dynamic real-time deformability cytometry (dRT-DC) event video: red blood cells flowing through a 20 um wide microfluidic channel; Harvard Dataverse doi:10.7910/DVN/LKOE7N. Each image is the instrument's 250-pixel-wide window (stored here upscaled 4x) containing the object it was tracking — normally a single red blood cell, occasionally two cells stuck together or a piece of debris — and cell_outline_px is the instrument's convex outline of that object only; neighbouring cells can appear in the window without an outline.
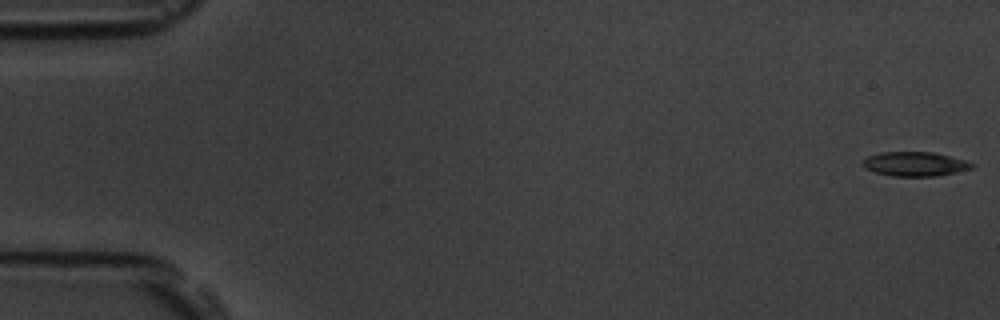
{"species": "common noctule bat (a hibernating species)", "species_latin": "Nyctalus noctula", "temperature_condition": "room temperature", "stored_images_in_passage": 54, "camera_frame_rate_fps": 3000, "um_per_image_px": 0.085, "animal": {"sex": "male", "body_mass_g": 19.5, "forearm_length_mm": 54.6}, "frame": {"image": 1, "passage_image": 1, "time_ms": 0.0, "image_size_px": [1000, 320], "cell_outline_px": [[976, 168], [936, 176], [892, 176], [876, 172], [864, 168], [860, 164], [868, 156], [880, 152], [932, 152], [968, 160], [976, 164]], "centroid_in_image_um": [77.82, 13.94], "position_along_channel_um": 7.2, "area_um2": 15.66}}
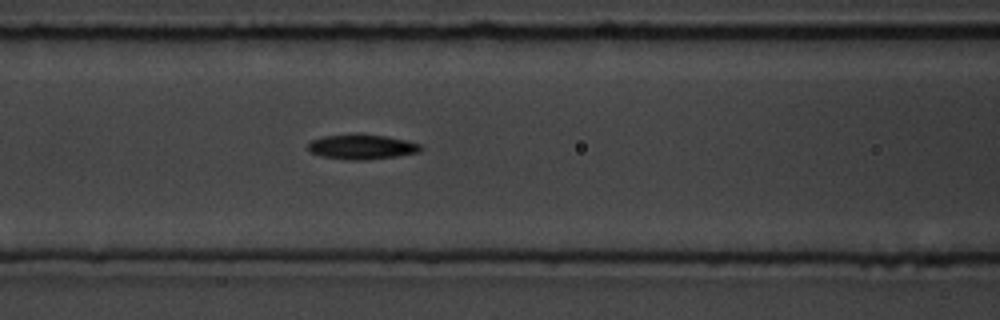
{"frame": {"image": 2, "passage_image": 23, "time_ms": 7.333, "image_size_px": [1000, 320], "cell_outline_px": [[424, 148], [420, 152], [396, 156], [368, 160], [344, 160], [320, 156], [312, 152], [308, 148], [308, 144], [312, 140], [324, 136], [360, 132], [384, 136], [404, 140], [420, 144]], "centroid_in_image_um": [30.75, 12.47], "position_along_channel_um": 135.9, "area_um2": 16.65}}
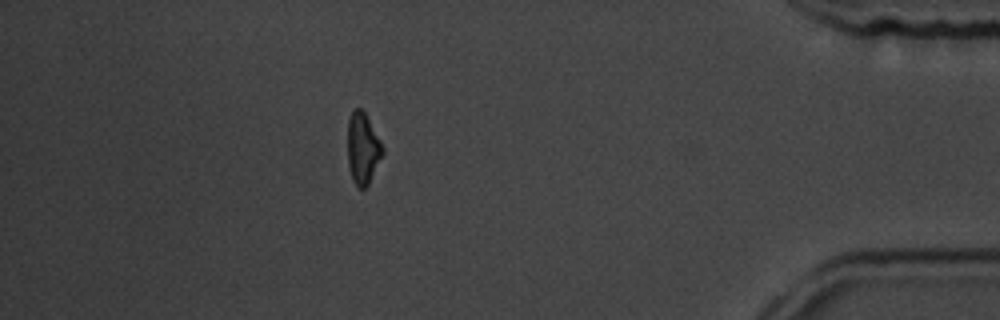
{"frame": {"image": 3, "passage_image": 48, "time_ms": 15.667, "image_size_px": [1000, 320], "cell_outline_px": [[384, 152], [368, 184], [364, 188], [360, 188], [352, 180], [348, 164], [348, 120], [352, 112], [356, 108], [360, 108], [364, 112], [380, 140], [384, 148]], "centroid_in_image_um": [30.83, 12.62], "position_along_channel_um": 404.4, "area_um2": 14.28}, "authors_computed_cell_mechanics": {"area_um2": 15.895, "velocity_mm_per_s": 3.7798, "shape_relaxation_time_tau1_ms": 2.7418, "shape_relaxation_time_tau2_ms": 9.2743, "deformation_change_tau1": 0.0998, "deformation_change_tau2": 0.1833}}